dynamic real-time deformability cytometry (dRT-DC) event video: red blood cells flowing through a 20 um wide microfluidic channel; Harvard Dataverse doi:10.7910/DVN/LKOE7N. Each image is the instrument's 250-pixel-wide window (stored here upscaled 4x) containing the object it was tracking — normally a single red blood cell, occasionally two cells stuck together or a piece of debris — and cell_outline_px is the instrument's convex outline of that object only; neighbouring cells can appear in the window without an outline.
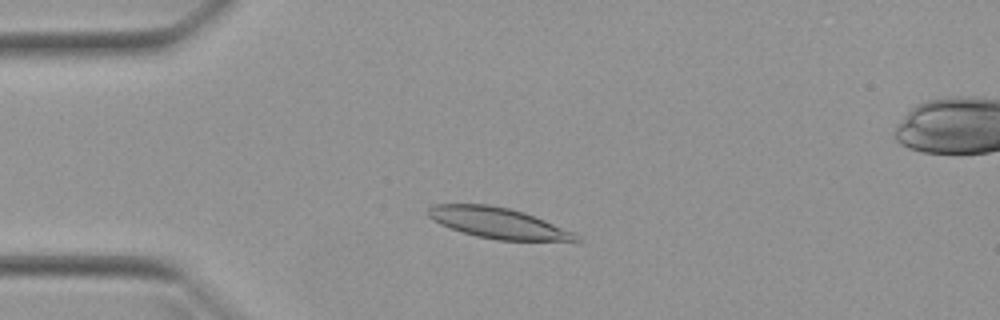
{"species": "Egyptian fruit bat (a non-hibernating species)", "species_latin": "Rousettus aegyptiacus", "temperature_condition": "warm", "stored_images_in_passage": 46, "camera_frame_rate_fps": 3000, "um_per_image_px": 0.085, "animal": {"sex": "female"}, "frame": {"image": 1, "passage_image": 7, "time_ms": 2.0, "image_size_px": [1000, 320], "cell_outline_px": [[580, 244], [496, 240], [476, 236], [440, 224], [432, 220], [428, 216], [428, 208], [432, 204], [488, 204], [508, 208], [524, 212], [576, 232], [580, 236]], "centroid_in_image_um": [42.53, 19.01], "position_along_channel_um": 42.5, "area_um2": 27.51}}
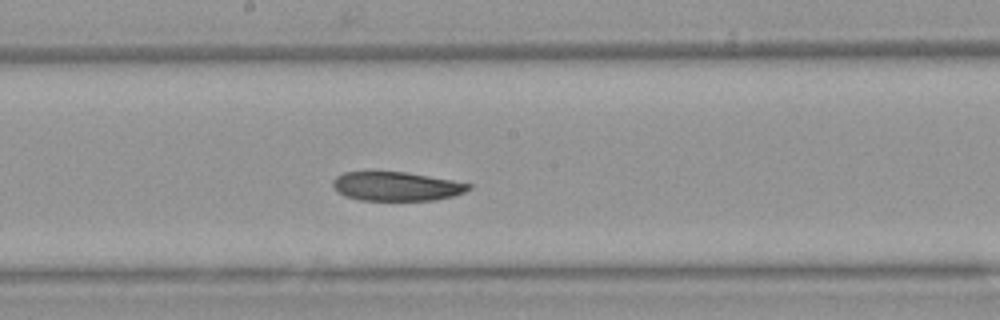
{"frame": {"image": 2, "passage_image": 22, "time_ms": 7.0, "image_size_px": [1000, 320], "cell_outline_px": [[472, 188], [464, 192], [452, 196], [436, 200], [360, 200], [344, 196], [332, 184], [332, 180], [336, 176], [344, 172], [404, 172], [452, 180], [472, 184]], "centroid_in_image_um": [33.7, 15.84], "position_along_channel_um": 214.5, "area_um2": 22.77}}
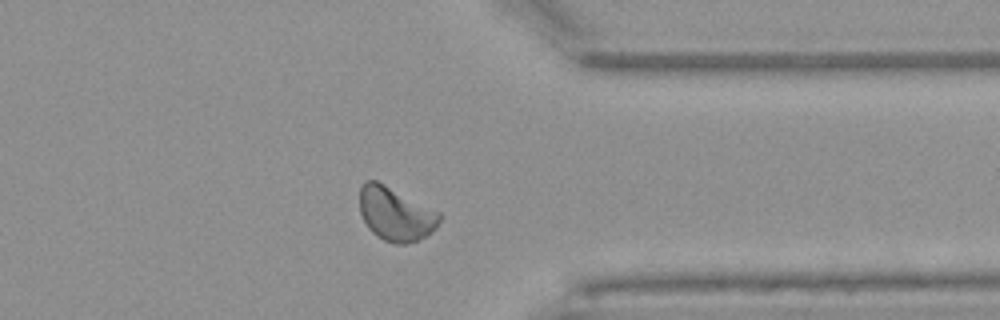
{"frame": {"image": 3, "passage_image": 35, "time_ms": 11.333, "image_size_px": [1000, 320], "cell_outline_px": [[444, 216], [436, 228], [428, 236], [408, 244], [396, 244], [384, 240], [376, 236], [368, 228], [360, 212], [360, 188], [364, 180], [376, 180], [440, 212]], "centroid_in_image_um": [33.65, 18.2], "position_along_channel_um": 377.8, "area_um2": 25.2}, "authors_computed_cell_mechanics": {"area_um2": 24.8251, "velocity_mm_per_s": 3.9284, "shape_relaxation_time_tau1_ms": 7.7047, "shape_relaxation_time_tau2_ms": null, "deformation_change_tau1": 0.1475, "deformation_change_tau2": null}}